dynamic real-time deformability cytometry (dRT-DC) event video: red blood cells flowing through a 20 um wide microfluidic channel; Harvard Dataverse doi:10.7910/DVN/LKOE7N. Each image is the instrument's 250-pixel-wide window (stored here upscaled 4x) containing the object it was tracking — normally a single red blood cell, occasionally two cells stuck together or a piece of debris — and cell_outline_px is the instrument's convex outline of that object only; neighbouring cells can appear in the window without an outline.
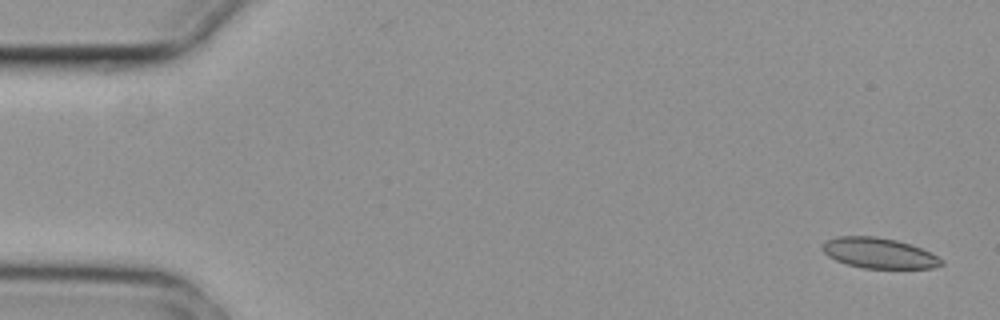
{"species": "common noctule bat (a hibernating species)", "species_latin": "Nyctalus noctula", "temperature_condition": "cold", "stored_images_in_passage": 5, "camera_frame_rate_fps": 3000, "um_per_image_px": 0.085, "animal": {"sex": "female", "body_mass_g": 29.2, "forearm_length_mm": 56.3}, "frame": {"image": 1, "passage_image": 1, "time_ms": 0.0, "image_size_px": [1000, 320], "cell_outline_px": [[944, 264], [932, 268], [864, 268], [848, 264], [836, 260], [828, 256], [820, 248], [820, 244], [828, 240], [840, 236], [876, 236], [896, 240], [912, 244], [944, 260]], "centroid_in_image_um": [74.69, 21.51], "position_along_channel_um": 10.3, "area_um2": 21.04}}
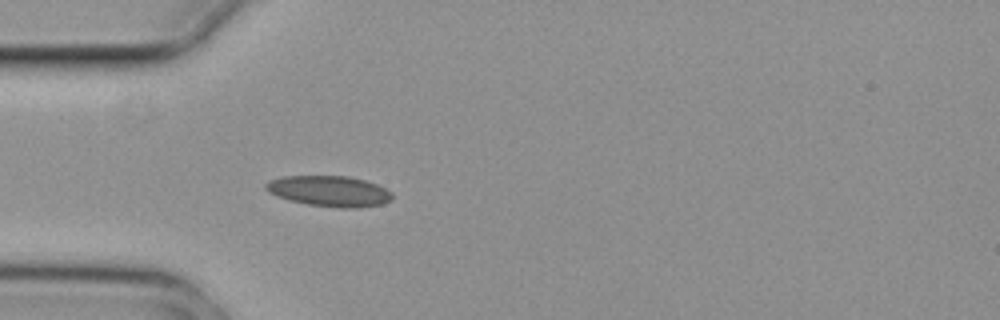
{"frame": {"image": 2, "passage_image": 5, "time_ms": 1.333, "image_size_px": [1000, 320], "cell_outline_px": [[392, 200], [384, 204], [356, 208], [340, 208], [308, 204], [276, 196], [268, 192], [264, 188], [264, 184], [268, 180], [280, 176], [348, 176], [364, 180], [376, 184], [392, 192]], "centroid_in_image_um": [27.98, 16.24], "position_along_channel_um": 57.0, "area_um2": 22.72}}